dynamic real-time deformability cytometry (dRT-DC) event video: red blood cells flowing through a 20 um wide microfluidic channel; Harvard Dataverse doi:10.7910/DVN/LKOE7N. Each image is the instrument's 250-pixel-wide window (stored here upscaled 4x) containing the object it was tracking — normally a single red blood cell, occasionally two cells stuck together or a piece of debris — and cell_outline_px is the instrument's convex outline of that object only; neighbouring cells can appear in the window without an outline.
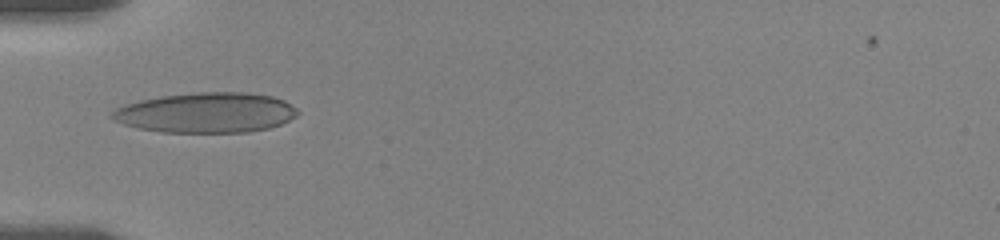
{"species": "human", "species_latin": "Homo sapiens", "temperature_condition": "room temperature", "stored_images_in_passage": 12, "camera_frame_rate_fps": 3000, "um_per_image_px": 0.085, "donor": {"sex": "female"}, "frame": {"image": 1, "passage_image": 2, "time_ms": 1.0, "image_size_px": [1000, 240], "cell_outline_px": [[300, 112], [296, 116], [280, 124], [268, 128], [248, 132], [164, 132], [140, 128], [124, 124], [112, 120], [108, 116], [108, 112], [116, 108], [140, 100], [160, 96], [200, 92], [248, 92], [272, 96], [284, 100], [296, 108]], "centroid_in_image_um": [17.51, 9.57], "position_along_channel_um": 67.5, "area_um2": 43.47}}
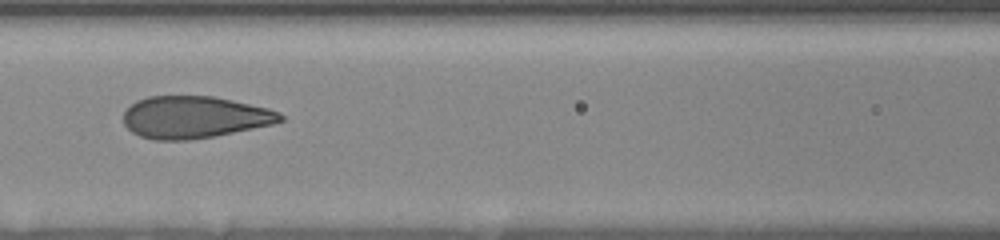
{"frame": {"image": 2, "passage_image": 5, "time_ms": 3.333, "image_size_px": [1000, 240], "cell_outline_px": [[284, 120], [272, 124], [216, 136], [188, 140], [152, 140], [140, 136], [132, 132], [124, 124], [124, 112], [136, 100], [148, 96], [216, 96], [268, 108], [280, 112], [284, 116]], "centroid_in_image_um": [16.53, 9.96], "position_along_channel_um": 150.1, "area_um2": 38.61}}
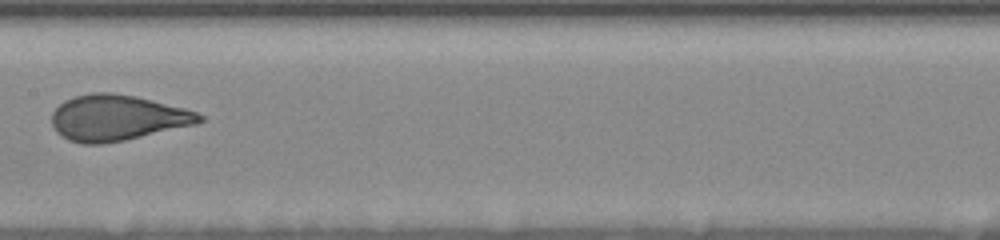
{"frame": {"image": 3, "passage_image": 7, "time_ms": 4.667, "image_size_px": [1000, 240], "cell_outline_px": [[204, 120], [196, 124], [124, 140], [104, 144], [80, 144], [68, 140], [56, 132], [52, 124], [52, 112], [64, 100], [76, 96], [92, 92], [112, 92], [136, 96], [184, 108], [196, 112], [204, 116]], "centroid_in_image_um": [9.94, 10.01], "position_along_channel_um": 197.5, "area_um2": 39.36}}